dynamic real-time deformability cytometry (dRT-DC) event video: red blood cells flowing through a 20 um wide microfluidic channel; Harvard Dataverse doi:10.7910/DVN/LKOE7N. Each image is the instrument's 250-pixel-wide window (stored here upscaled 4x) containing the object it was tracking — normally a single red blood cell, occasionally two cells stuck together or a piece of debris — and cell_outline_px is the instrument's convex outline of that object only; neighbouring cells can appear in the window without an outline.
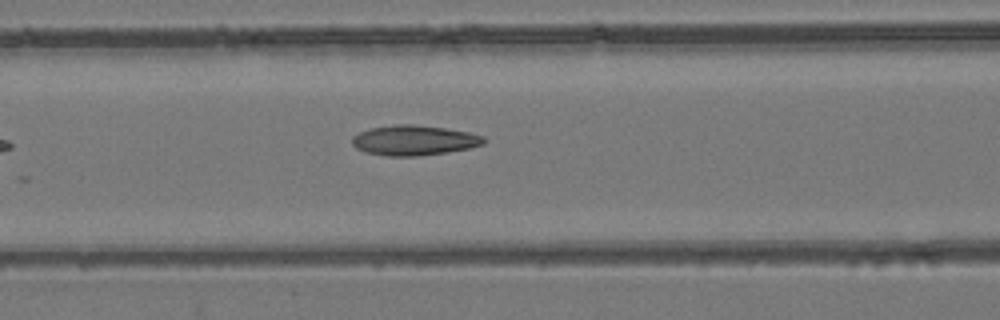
{"species": "common noctule bat (a hibernating species)", "species_latin": "Nyctalus noctula", "temperature_condition": "room temperature", "stored_images_in_passage": 16, "camera_frame_rate_fps": 3000, "um_per_image_px": 0.085, "animal": {"sex": "female", "body_mass_g": 24.6, "forearm_length_mm": 56.2}, "frame": {"image": 1, "passage_image": 6, "time_ms": 1.667, "image_size_px": [1000, 320], "cell_outline_px": [[484, 144], [468, 148], [448, 152], [416, 156], [388, 156], [364, 152], [356, 148], [352, 144], [352, 136], [360, 132], [372, 128], [396, 124], [412, 124], [444, 128], [468, 132], [484, 136]], "centroid_in_image_um": [35.17, 11.93], "position_along_channel_um": 131.4, "area_um2": 22.95}}
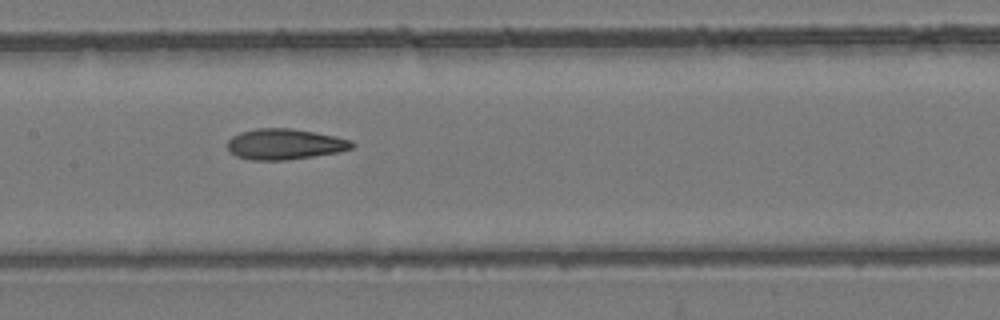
{"frame": {"image": 2, "passage_image": 10, "time_ms": 3.0, "image_size_px": [1000, 320], "cell_outline_px": [[356, 144], [352, 148], [340, 152], [284, 160], [252, 160], [236, 156], [228, 148], [228, 140], [232, 136], [240, 132], [256, 128], [292, 128], [336, 136], [352, 140]], "centroid_in_image_um": [24.23, 12.24], "position_along_channel_um": 183.2, "area_um2": 22.31}}